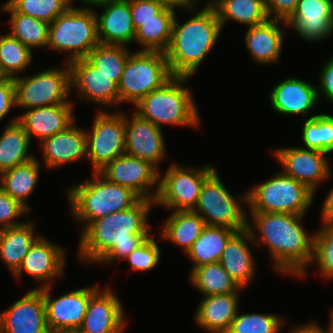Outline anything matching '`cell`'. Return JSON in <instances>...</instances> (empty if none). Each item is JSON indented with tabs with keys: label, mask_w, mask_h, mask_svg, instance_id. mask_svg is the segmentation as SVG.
<instances>
[{
	"label": "cell",
	"mask_w": 333,
	"mask_h": 333,
	"mask_svg": "<svg viewBox=\"0 0 333 333\" xmlns=\"http://www.w3.org/2000/svg\"><path fill=\"white\" fill-rule=\"evenodd\" d=\"M125 116V154L150 162L157 169L166 154L162 129L133 112ZM129 119V120H128Z\"/></svg>",
	"instance_id": "cell-17"
},
{
	"label": "cell",
	"mask_w": 333,
	"mask_h": 333,
	"mask_svg": "<svg viewBox=\"0 0 333 333\" xmlns=\"http://www.w3.org/2000/svg\"><path fill=\"white\" fill-rule=\"evenodd\" d=\"M65 253L61 246L40 236L30 247L14 276L20 280L23 272H26L37 282L44 281V284L36 289L52 286L50 281L62 276Z\"/></svg>",
	"instance_id": "cell-19"
},
{
	"label": "cell",
	"mask_w": 333,
	"mask_h": 333,
	"mask_svg": "<svg viewBox=\"0 0 333 333\" xmlns=\"http://www.w3.org/2000/svg\"><path fill=\"white\" fill-rule=\"evenodd\" d=\"M98 173L109 182L130 188L141 199H156L158 187L154 192L151 187L159 186L160 172L148 161L122 154Z\"/></svg>",
	"instance_id": "cell-13"
},
{
	"label": "cell",
	"mask_w": 333,
	"mask_h": 333,
	"mask_svg": "<svg viewBox=\"0 0 333 333\" xmlns=\"http://www.w3.org/2000/svg\"><path fill=\"white\" fill-rule=\"evenodd\" d=\"M180 25L175 15L170 44L164 52L173 76L191 77L211 51L222 31L209 4Z\"/></svg>",
	"instance_id": "cell-3"
},
{
	"label": "cell",
	"mask_w": 333,
	"mask_h": 333,
	"mask_svg": "<svg viewBox=\"0 0 333 333\" xmlns=\"http://www.w3.org/2000/svg\"><path fill=\"white\" fill-rule=\"evenodd\" d=\"M173 77L164 52H133L125 63L118 85L120 102L135 105Z\"/></svg>",
	"instance_id": "cell-8"
},
{
	"label": "cell",
	"mask_w": 333,
	"mask_h": 333,
	"mask_svg": "<svg viewBox=\"0 0 333 333\" xmlns=\"http://www.w3.org/2000/svg\"><path fill=\"white\" fill-rule=\"evenodd\" d=\"M99 43L95 11L88 6H70L49 24L47 47L69 52L68 64L85 59Z\"/></svg>",
	"instance_id": "cell-6"
},
{
	"label": "cell",
	"mask_w": 333,
	"mask_h": 333,
	"mask_svg": "<svg viewBox=\"0 0 333 333\" xmlns=\"http://www.w3.org/2000/svg\"><path fill=\"white\" fill-rule=\"evenodd\" d=\"M298 1L299 0H265L267 14L270 19L286 22L294 13Z\"/></svg>",
	"instance_id": "cell-47"
},
{
	"label": "cell",
	"mask_w": 333,
	"mask_h": 333,
	"mask_svg": "<svg viewBox=\"0 0 333 333\" xmlns=\"http://www.w3.org/2000/svg\"><path fill=\"white\" fill-rule=\"evenodd\" d=\"M72 1H74V0H68L71 7H72V3H73ZM79 1H81L84 4L90 5V6L91 5L98 6V5L105 3L108 0H79Z\"/></svg>",
	"instance_id": "cell-53"
},
{
	"label": "cell",
	"mask_w": 333,
	"mask_h": 333,
	"mask_svg": "<svg viewBox=\"0 0 333 333\" xmlns=\"http://www.w3.org/2000/svg\"><path fill=\"white\" fill-rule=\"evenodd\" d=\"M238 293L203 296L194 321L208 332L227 333L239 309Z\"/></svg>",
	"instance_id": "cell-27"
},
{
	"label": "cell",
	"mask_w": 333,
	"mask_h": 333,
	"mask_svg": "<svg viewBox=\"0 0 333 333\" xmlns=\"http://www.w3.org/2000/svg\"><path fill=\"white\" fill-rule=\"evenodd\" d=\"M16 105L31 109L44 106L72 103L70 66L51 68L31 76L14 78Z\"/></svg>",
	"instance_id": "cell-10"
},
{
	"label": "cell",
	"mask_w": 333,
	"mask_h": 333,
	"mask_svg": "<svg viewBox=\"0 0 333 333\" xmlns=\"http://www.w3.org/2000/svg\"><path fill=\"white\" fill-rule=\"evenodd\" d=\"M40 171V160H32L0 173V188L28 211L26 199L34 191Z\"/></svg>",
	"instance_id": "cell-31"
},
{
	"label": "cell",
	"mask_w": 333,
	"mask_h": 333,
	"mask_svg": "<svg viewBox=\"0 0 333 333\" xmlns=\"http://www.w3.org/2000/svg\"><path fill=\"white\" fill-rule=\"evenodd\" d=\"M28 213V210L0 188V229L22 224L16 222L18 217Z\"/></svg>",
	"instance_id": "cell-46"
},
{
	"label": "cell",
	"mask_w": 333,
	"mask_h": 333,
	"mask_svg": "<svg viewBox=\"0 0 333 333\" xmlns=\"http://www.w3.org/2000/svg\"><path fill=\"white\" fill-rule=\"evenodd\" d=\"M30 141L18 117L5 127L0 137V173L35 158L29 153Z\"/></svg>",
	"instance_id": "cell-32"
},
{
	"label": "cell",
	"mask_w": 333,
	"mask_h": 333,
	"mask_svg": "<svg viewBox=\"0 0 333 333\" xmlns=\"http://www.w3.org/2000/svg\"><path fill=\"white\" fill-rule=\"evenodd\" d=\"M269 100L277 113L304 116L316 106L319 96L316 86L289 77L274 86L270 91Z\"/></svg>",
	"instance_id": "cell-24"
},
{
	"label": "cell",
	"mask_w": 333,
	"mask_h": 333,
	"mask_svg": "<svg viewBox=\"0 0 333 333\" xmlns=\"http://www.w3.org/2000/svg\"><path fill=\"white\" fill-rule=\"evenodd\" d=\"M43 161L47 168H54L72 161L81 160L86 152L85 130L74 123L65 131L59 132L40 142Z\"/></svg>",
	"instance_id": "cell-26"
},
{
	"label": "cell",
	"mask_w": 333,
	"mask_h": 333,
	"mask_svg": "<svg viewBox=\"0 0 333 333\" xmlns=\"http://www.w3.org/2000/svg\"><path fill=\"white\" fill-rule=\"evenodd\" d=\"M285 23L304 40H324L333 32V0H299Z\"/></svg>",
	"instance_id": "cell-21"
},
{
	"label": "cell",
	"mask_w": 333,
	"mask_h": 333,
	"mask_svg": "<svg viewBox=\"0 0 333 333\" xmlns=\"http://www.w3.org/2000/svg\"><path fill=\"white\" fill-rule=\"evenodd\" d=\"M93 175L67 193L71 214L84 224L82 230L93 220L125 211L141 199L130 188L109 182L98 172Z\"/></svg>",
	"instance_id": "cell-4"
},
{
	"label": "cell",
	"mask_w": 333,
	"mask_h": 333,
	"mask_svg": "<svg viewBox=\"0 0 333 333\" xmlns=\"http://www.w3.org/2000/svg\"><path fill=\"white\" fill-rule=\"evenodd\" d=\"M95 116L92 132L85 130L86 156L91 161L93 173L125 154V114L103 109Z\"/></svg>",
	"instance_id": "cell-12"
},
{
	"label": "cell",
	"mask_w": 333,
	"mask_h": 333,
	"mask_svg": "<svg viewBox=\"0 0 333 333\" xmlns=\"http://www.w3.org/2000/svg\"><path fill=\"white\" fill-rule=\"evenodd\" d=\"M130 54L124 45L99 43L88 53L85 59L119 85L125 63Z\"/></svg>",
	"instance_id": "cell-38"
},
{
	"label": "cell",
	"mask_w": 333,
	"mask_h": 333,
	"mask_svg": "<svg viewBox=\"0 0 333 333\" xmlns=\"http://www.w3.org/2000/svg\"><path fill=\"white\" fill-rule=\"evenodd\" d=\"M0 333H50L41 289L29 290L0 313Z\"/></svg>",
	"instance_id": "cell-16"
},
{
	"label": "cell",
	"mask_w": 333,
	"mask_h": 333,
	"mask_svg": "<svg viewBox=\"0 0 333 333\" xmlns=\"http://www.w3.org/2000/svg\"><path fill=\"white\" fill-rule=\"evenodd\" d=\"M320 84L317 88L318 96L321 94L333 103V57L324 63L320 72Z\"/></svg>",
	"instance_id": "cell-49"
},
{
	"label": "cell",
	"mask_w": 333,
	"mask_h": 333,
	"mask_svg": "<svg viewBox=\"0 0 333 333\" xmlns=\"http://www.w3.org/2000/svg\"><path fill=\"white\" fill-rule=\"evenodd\" d=\"M189 2H200V0H188Z\"/></svg>",
	"instance_id": "cell-57"
},
{
	"label": "cell",
	"mask_w": 333,
	"mask_h": 333,
	"mask_svg": "<svg viewBox=\"0 0 333 333\" xmlns=\"http://www.w3.org/2000/svg\"><path fill=\"white\" fill-rule=\"evenodd\" d=\"M5 78H7V77L4 75V73H3V71H2V69L0 67V81L3 80V79H5Z\"/></svg>",
	"instance_id": "cell-56"
},
{
	"label": "cell",
	"mask_w": 333,
	"mask_h": 333,
	"mask_svg": "<svg viewBox=\"0 0 333 333\" xmlns=\"http://www.w3.org/2000/svg\"><path fill=\"white\" fill-rule=\"evenodd\" d=\"M285 21L269 19L267 22L248 27L245 44L252 58L261 64H270L280 59L284 41V29L278 26Z\"/></svg>",
	"instance_id": "cell-28"
},
{
	"label": "cell",
	"mask_w": 333,
	"mask_h": 333,
	"mask_svg": "<svg viewBox=\"0 0 333 333\" xmlns=\"http://www.w3.org/2000/svg\"><path fill=\"white\" fill-rule=\"evenodd\" d=\"M331 314L332 315H331V320H330L328 329L333 333V312Z\"/></svg>",
	"instance_id": "cell-55"
},
{
	"label": "cell",
	"mask_w": 333,
	"mask_h": 333,
	"mask_svg": "<svg viewBox=\"0 0 333 333\" xmlns=\"http://www.w3.org/2000/svg\"><path fill=\"white\" fill-rule=\"evenodd\" d=\"M99 6L104 9L100 15L95 12L100 43L124 46L132 43L135 27L129 0H108Z\"/></svg>",
	"instance_id": "cell-22"
},
{
	"label": "cell",
	"mask_w": 333,
	"mask_h": 333,
	"mask_svg": "<svg viewBox=\"0 0 333 333\" xmlns=\"http://www.w3.org/2000/svg\"><path fill=\"white\" fill-rule=\"evenodd\" d=\"M284 323V319L274 314L237 312L227 333H279Z\"/></svg>",
	"instance_id": "cell-41"
},
{
	"label": "cell",
	"mask_w": 333,
	"mask_h": 333,
	"mask_svg": "<svg viewBox=\"0 0 333 333\" xmlns=\"http://www.w3.org/2000/svg\"><path fill=\"white\" fill-rule=\"evenodd\" d=\"M315 193L305 184L281 171L240 196L250 212L289 213L304 216L314 201Z\"/></svg>",
	"instance_id": "cell-7"
},
{
	"label": "cell",
	"mask_w": 333,
	"mask_h": 333,
	"mask_svg": "<svg viewBox=\"0 0 333 333\" xmlns=\"http://www.w3.org/2000/svg\"><path fill=\"white\" fill-rule=\"evenodd\" d=\"M290 333H332L329 329L323 330L321 326H319L315 322H308L305 325L295 326L290 330Z\"/></svg>",
	"instance_id": "cell-51"
},
{
	"label": "cell",
	"mask_w": 333,
	"mask_h": 333,
	"mask_svg": "<svg viewBox=\"0 0 333 333\" xmlns=\"http://www.w3.org/2000/svg\"><path fill=\"white\" fill-rule=\"evenodd\" d=\"M207 226L227 227L234 231L247 229L248 220L240 201L229 193L215 170L203 183L193 210Z\"/></svg>",
	"instance_id": "cell-9"
},
{
	"label": "cell",
	"mask_w": 333,
	"mask_h": 333,
	"mask_svg": "<svg viewBox=\"0 0 333 333\" xmlns=\"http://www.w3.org/2000/svg\"><path fill=\"white\" fill-rule=\"evenodd\" d=\"M305 120L302 140L306 149L333 152V116L321 113Z\"/></svg>",
	"instance_id": "cell-39"
},
{
	"label": "cell",
	"mask_w": 333,
	"mask_h": 333,
	"mask_svg": "<svg viewBox=\"0 0 333 333\" xmlns=\"http://www.w3.org/2000/svg\"><path fill=\"white\" fill-rule=\"evenodd\" d=\"M254 243L250 230L236 232L227 242L219 263L240 288L251 283L255 273V261L249 243Z\"/></svg>",
	"instance_id": "cell-25"
},
{
	"label": "cell",
	"mask_w": 333,
	"mask_h": 333,
	"mask_svg": "<svg viewBox=\"0 0 333 333\" xmlns=\"http://www.w3.org/2000/svg\"><path fill=\"white\" fill-rule=\"evenodd\" d=\"M222 29L227 20L247 24L249 27L267 22L270 18L265 0H211Z\"/></svg>",
	"instance_id": "cell-30"
},
{
	"label": "cell",
	"mask_w": 333,
	"mask_h": 333,
	"mask_svg": "<svg viewBox=\"0 0 333 333\" xmlns=\"http://www.w3.org/2000/svg\"><path fill=\"white\" fill-rule=\"evenodd\" d=\"M274 156L282 164L286 176L305 184L316 194L318 185L331 175L328 153L298 147L278 148Z\"/></svg>",
	"instance_id": "cell-15"
},
{
	"label": "cell",
	"mask_w": 333,
	"mask_h": 333,
	"mask_svg": "<svg viewBox=\"0 0 333 333\" xmlns=\"http://www.w3.org/2000/svg\"><path fill=\"white\" fill-rule=\"evenodd\" d=\"M215 170L209 165L188 168L171 164L166 173L159 176L155 205L174 211L194 210L203 183Z\"/></svg>",
	"instance_id": "cell-11"
},
{
	"label": "cell",
	"mask_w": 333,
	"mask_h": 333,
	"mask_svg": "<svg viewBox=\"0 0 333 333\" xmlns=\"http://www.w3.org/2000/svg\"><path fill=\"white\" fill-rule=\"evenodd\" d=\"M190 281L205 296L230 294L241 291L238 284L224 270L219 262L203 264L191 271Z\"/></svg>",
	"instance_id": "cell-36"
},
{
	"label": "cell",
	"mask_w": 333,
	"mask_h": 333,
	"mask_svg": "<svg viewBox=\"0 0 333 333\" xmlns=\"http://www.w3.org/2000/svg\"><path fill=\"white\" fill-rule=\"evenodd\" d=\"M7 3L16 12L37 18L48 24L70 7L68 0H8Z\"/></svg>",
	"instance_id": "cell-42"
},
{
	"label": "cell",
	"mask_w": 333,
	"mask_h": 333,
	"mask_svg": "<svg viewBox=\"0 0 333 333\" xmlns=\"http://www.w3.org/2000/svg\"><path fill=\"white\" fill-rule=\"evenodd\" d=\"M69 66L71 90L75 88L79 97L106 107L120 103L118 85L86 59L72 61Z\"/></svg>",
	"instance_id": "cell-18"
},
{
	"label": "cell",
	"mask_w": 333,
	"mask_h": 333,
	"mask_svg": "<svg viewBox=\"0 0 333 333\" xmlns=\"http://www.w3.org/2000/svg\"><path fill=\"white\" fill-rule=\"evenodd\" d=\"M10 13L11 30L9 33L31 51L33 48L47 47L49 24L37 18L16 12L8 3L1 8Z\"/></svg>",
	"instance_id": "cell-37"
},
{
	"label": "cell",
	"mask_w": 333,
	"mask_h": 333,
	"mask_svg": "<svg viewBox=\"0 0 333 333\" xmlns=\"http://www.w3.org/2000/svg\"><path fill=\"white\" fill-rule=\"evenodd\" d=\"M160 258L159 245L154 236H149L123 260H128L133 270L149 271L157 266Z\"/></svg>",
	"instance_id": "cell-44"
},
{
	"label": "cell",
	"mask_w": 333,
	"mask_h": 333,
	"mask_svg": "<svg viewBox=\"0 0 333 333\" xmlns=\"http://www.w3.org/2000/svg\"><path fill=\"white\" fill-rule=\"evenodd\" d=\"M32 51L7 33L0 35V67L7 78H15L19 71L31 64Z\"/></svg>",
	"instance_id": "cell-40"
},
{
	"label": "cell",
	"mask_w": 333,
	"mask_h": 333,
	"mask_svg": "<svg viewBox=\"0 0 333 333\" xmlns=\"http://www.w3.org/2000/svg\"><path fill=\"white\" fill-rule=\"evenodd\" d=\"M59 333H83V332H81L79 329H76V330H66Z\"/></svg>",
	"instance_id": "cell-54"
},
{
	"label": "cell",
	"mask_w": 333,
	"mask_h": 333,
	"mask_svg": "<svg viewBox=\"0 0 333 333\" xmlns=\"http://www.w3.org/2000/svg\"><path fill=\"white\" fill-rule=\"evenodd\" d=\"M34 233V225L30 221L0 229V257L13 274L19 269L30 247L41 236Z\"/></svg>",
	"instance_id": "cell-29"
},
{
	"label": "cell",
	"mask_w": 333,
	"mask_h": 333,
	"mask_svg": "<svg viewBox=\"0 0 333 333\" xmlns=\"http://www.w3.org/2000/svg\"><path fill=\"white\" fill-rule=\"evenodd\" d=\"M205 226L203 218L193 210L173 211L163 226L161 236L181 246L187 253Z\"/></svg>",
	"instance_id": "cell-34"
},
{
	"label": "cell",
	"mask_w": 333,
	"mask_h": 333,
	"mask_svg": "<svg viewBox=\"0 0 333 333\" xmlns=\"http://www.w3.org/2000/svg\"><path fill=\"white\" fill-rule=\"evenodd\" d=\"M154 1H158L161 2L163 4H165L166 6H170V7H183V8H187L189 10V8L192 9H196V5L197 2H189L188 0H154Z\"/></svg>",
	"instance_id": "cell-52"
},
{
	"label": "cell",
	"mask_w": 333,
	"mask_h": 333,
	"mask_svg": "<svg viewBox=\"0 0 333 333\" xmlns=\"http://www.w3.org/2000/svg\"><path fill=\"white\" fill-rule=\"evenodd\" d=\"M314 233L313 261L322 277L333 278V223L323 224Z\"/></svg>",
	"instance_id": "cell-43"
},
{
	"label": "cell",
	"mask_w": 333,
	"mask_h": 333,
	"mask_svg": "<svg viewBox=\"0 0 333 333\" xmlns=\"http://www.w3.org/2000/svg\"><path fill=\"white\" fill-rule=\"evenodd\" d=\"M51 287L41 289L50 333L79 329L87 312L89 298L99 289V285L79 288L56 299H52Z\"/></svg>",
	"instance_id": "cell-14"
},
{
	"label": "cell",
	"mask_w": 333,
	"mask_h": 333,
	"mask_svg": "<svg viewBox=\"0 0 333 333\" xmlns=\"http://www.w3.org/2000/svg\"><path fill=\"white\" fill-rule=\"evenodd\" d=\"M189 78L174 76L163 87L150 92L135 104V112L160 129L162 124L198 127L197 106L190 89L184 85Z\"/></svg>",
	"instance_id": "cell-5"
},
{
	"label": "cell",
	"mask_w": 333,
	"mask_h": 333,
	"mask_svg": "<svg viewBox=\"0 0 333 333\" xmlns=\"http://www.w3.org/2000/svg\"><path fill=\"white\" fill-rule=\"evenodd\" d=\"M321 214L322 224L333 223V189L329 191V194L323 201Z\"/></svg>",
	"instance_id": "cell-50"
},
{
	"label": "cell",
	"mask_w": 333,
	"mask_h": 333,
	"mask_svg": "<svg viewBox=\"0 0 333 333\" xmlns=\"http://www.w3.org/2000/svg\"><path fill=\"white\" fill-rule=\"evenodd\" d=\"M236 232L227 227L206 225L201 235L187 251V255L194 265L191 271L203 264L219 262L227 242Z\"/></svg>",
	"instance_id": "cell-33"
},
{
	"label": "cell",
	"mask_w": 333,
	"mask_h": 333,
	"mask_svg": "<svg viewBox=\"0 0 333 333\" xmlns=\"http://www.w3.org/2000/svg\"><path fill=\"white\" fill-rule=\"evenodd\" d=\"M129 3L135 30L142 22L158 20V14L166 7L165 4L154 0H129Z\"/></svg>",
	"instance_id": "cell-45"
},
{
	"label": "cell",
	"mask_w": 333,
	"mask_h": 333,
	"mask_svg": "<svg viewBox=\"0 0 333 333\" xmlns=\"http://www.w3.org/2000/svg\"><path fill=\"white\" fill-rule=\"evenodd\" d=\"M14 106H16L14 79L5 78L0 81V120H2Z\"/></svg>",
	"instance_id": "cell-48"
},
{
	"label": "cell",
	"mask_w": 333,
	"mask_h": 333,
	"mask_svg": "<svg viewBox=\"0 0 333 333\" xmlns=\"http://www.w3.org/2000/svg\"><path fill=\"white\" fill-rule=\"evenodd\" d=\"M252 227L247 228L253 245H266L272 266L279 273L305 278L313 261L314 233L308 234L302 221L304 216L289 213L251 212ZM258 229L259 235L253 231ZM260 236V237H258ZM262 242V243H261Z\"/></svg>",
	"instance_id": "cell-2"
},
{
	"label": "cell",
	"mask_w": 333,
	"mask_h": 333,
	"mask_svg": "<svg viewBox=\"0 0 333 333\" xmlns=\"http://www.w3.org/2000/svg\"><path fill=\"white\" fill-rule=\"evenodd\" d=\"M176 7L166 6L159 14L158 20L142 22L135 30L134 41L144 47L141 51L165 52L170 44Z\"/></svg>",
	"instance_id": "cell-35"
},
{
	"label": "cell",
	"mask_w": 333,
	"mask_h": 333,
	"mask_svg": "<svg viewBox=\"0 0 333 333\" xmlns=\"http://www.w3.org/2000/svg\"><path fill=\"white\" fill-rule=\"evenodd\" d=\"M125 322L121 301L106 286L89 298L79 330L83 333H123Z\"/></svg>",
	"instance_id": "cell-20"
},
{
	"label": "cell",
	"mask_w": 333,
	"mask_h": 333,
	"mask_svg": "<svg viewBox=\"0 0 333 333\" xmlns=\"http://www.w3.org/2000/svg\"><path fill=\"white\" fill-rule=\"evenodd\" d=\"M73 103H62L51 106L26 109L18 116L28 137H37L41 142L56 133L65 131L75 122Z\"/></svg>",
	"instance_id": "cell-23"
},
{
	"label": "cell",
	"mask_w": 333,
	"mask_h": 333,
	"mask_svg": "<svg viewBox=\"0 0 333 333\" xmlns=\"http://www.w3.org/2000/svg\"><path fill=\"white\" fill-rule=\"evenodd\" d=\"M155 201L140 199L131 208L93 220L82 231L79 256L87 263L124 259L150 235L148 213Z\"/></svg>",
	"instance_id": "cell-1"
}]
</instances>
